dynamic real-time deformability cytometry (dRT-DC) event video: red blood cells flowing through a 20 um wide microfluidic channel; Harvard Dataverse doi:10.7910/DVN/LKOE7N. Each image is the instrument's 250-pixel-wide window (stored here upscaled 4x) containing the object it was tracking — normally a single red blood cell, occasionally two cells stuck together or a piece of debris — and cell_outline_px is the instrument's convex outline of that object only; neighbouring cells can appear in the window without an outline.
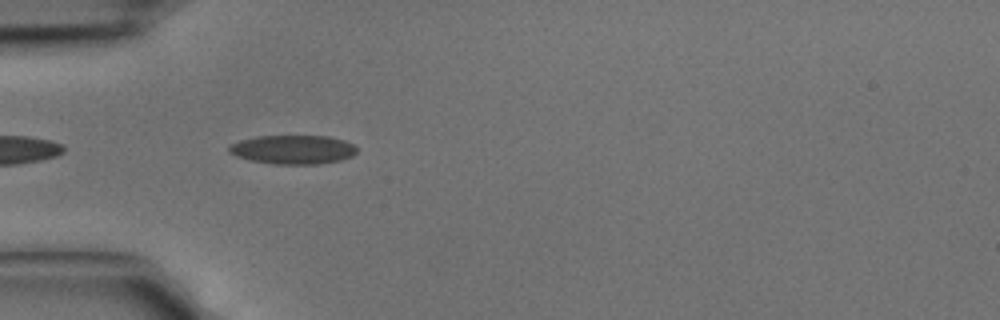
{"species": "common noctule bat (a hibernating species)", "species_latin": "Nyctalus noctula", "temperature_condition": "cold", "stored_images_in_passage": 16, "camera_frame_rate_fps": 3000, "um_per_image_px": 0.085, "animal": {"sex": "male", "body_mass_g": 15.6}, "frame": {"image": 1, "passage_image": 13, "time_ms": 4.0, "image_size_px": [1000, 320], "cell_outline_px": [[356, 152], [352, 156], [340, 160], [320, 164], [272, 164], [252, 160], [236, 156], [228, 152], [228, 148], [232, 144], [240, 140], [256, 136], [328, 136], [344, 140], [352, 144], [356, 148]], "centroid_in_image_um": [24.9, 12.71], "position_along_channel_um": 60.1, "area_um2": 21.5}}